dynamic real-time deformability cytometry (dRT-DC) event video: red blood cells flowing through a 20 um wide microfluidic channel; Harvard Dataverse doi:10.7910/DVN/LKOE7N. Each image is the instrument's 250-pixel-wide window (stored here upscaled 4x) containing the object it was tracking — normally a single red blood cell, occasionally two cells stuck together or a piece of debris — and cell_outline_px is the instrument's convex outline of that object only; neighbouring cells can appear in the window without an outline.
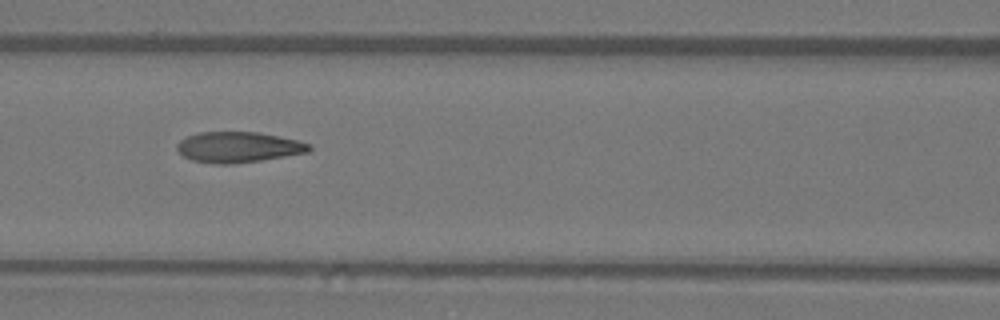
{"species": "Egyptian fruit bat (a non-hibernating species)", "species_latin": "Rousettus aegyptiacus", "temperature_condition": "warm", "stored_images_in_passage": 6, "camera_frame_rate_fps": 3000, "um_per_image_px": 0.085, "animal": {"sex": "female"}, "frame": {"image": 1, "passage_image": 6, "time_ms": 5.667, "image_size_px": [1000, 320], "cell_outline_px": [[312, 148], [308, 152], [260, 160], [232, 164], [216, 164], [192, 160], [184, 156], [176, 148], [176, 144], [180, 140], [188, 136], [200, 132], [260, 132], [296, 140], [312, 144]], "centroid_in_image_um": [20.25, 12.5], "position_along_channel_um": 146.3, "area_um2": 23.47}}